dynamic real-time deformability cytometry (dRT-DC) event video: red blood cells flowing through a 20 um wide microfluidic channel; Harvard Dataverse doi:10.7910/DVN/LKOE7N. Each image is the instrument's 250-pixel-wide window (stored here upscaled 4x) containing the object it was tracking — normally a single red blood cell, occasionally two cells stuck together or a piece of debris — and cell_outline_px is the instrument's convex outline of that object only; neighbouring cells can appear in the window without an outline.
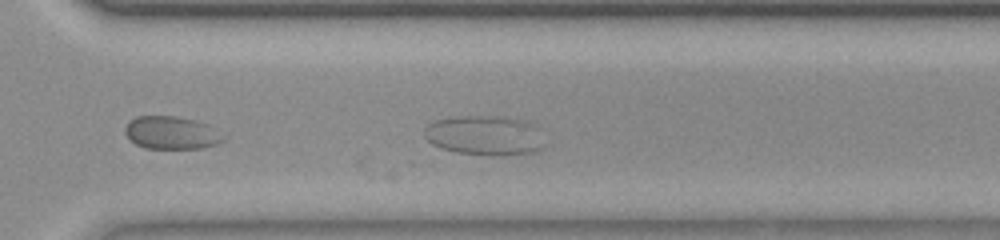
{"species": "common noctule bat (a hibernating species)", "species_latin": "Nyctalus noctula", "temperature_condition": "room temperature", "stored_images_in_passage": 43, "segment_of_instrument_passage": [1, 2], "camera_frame_rate_fps": 3000, "um_per_image_px": 0.085, "animal": {"sex": "female", "body_mass_g": 23.0, "forearm_length_mm": 53.4}, "frame": {"image": 1, "passage_image": 25, "time_ms": 8.0, "image_size_px": [1000, 240], "cell_outline_px": [[544, 148], [532, 152], [504, 156], [456, 152], [440, 148], [432, 144], [424, 136], [424, 128], [428, 124], [436, 120], [448, 116], [504, 116], [528, 120], [536, 124], [540, 128], [544, 144]], "centroid_in_image_um": [41.24, 11.49], "position_along_channel_um": 329.4, "area_um2": 28.5}}
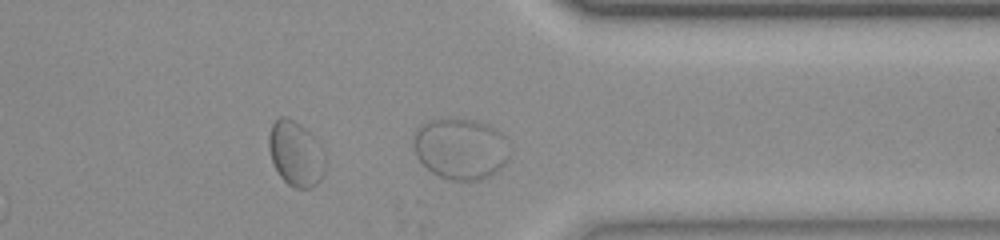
{"frame": {"image": 2, "passage_image": 29, "time_ms": 9.333, "image_size_px": [1000, 240], "cell_outline_px": [[508, 160], [496, 172], [480, 180], [452, 180], [440, 176], [432, 172], [416, 156], [412, 144], [412, 140], [416, 128], [420, 124], [428, 120], [452, 116], [456, 116], [476, 120], [488, 124], [500, 132], [508, 140]], "centroid_in_image_um": [39.12, 12.58], "position_along_channel_um": 372.3, "area_um2": 34.97}}